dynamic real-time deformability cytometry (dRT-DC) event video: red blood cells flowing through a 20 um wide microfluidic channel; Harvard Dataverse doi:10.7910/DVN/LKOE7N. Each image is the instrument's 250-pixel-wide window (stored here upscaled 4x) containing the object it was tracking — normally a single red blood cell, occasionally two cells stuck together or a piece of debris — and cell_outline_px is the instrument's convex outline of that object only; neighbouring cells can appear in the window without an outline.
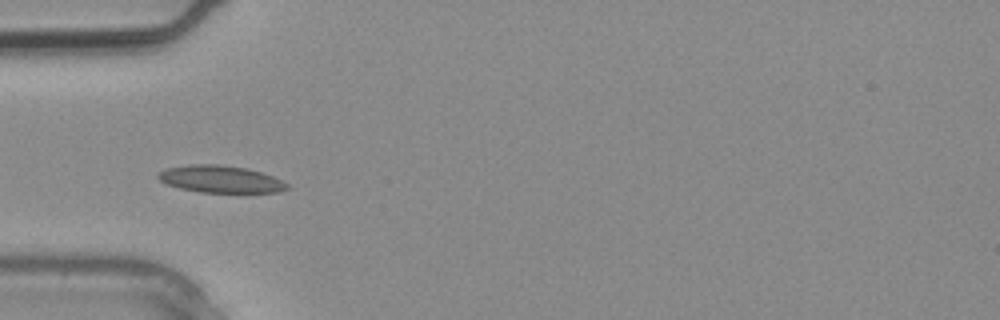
{"species": "common noctule bat (a hibernating species)", "species_latin": "Nyctalus noctula", "temperature_condition": "warm", "stored_images_in_passage": 3, "camera_frame_rate_fps": 3000, "um_per_image_px": 0.085, "animal": {"sex": "male", "body_mass_g": 20.4}, "frame": {"image": 1, "passage_image": 3, "time_ms": 0.667, "image_size_px": [1000, 320], "cell_outline_px": [[288, 188], [280, 192], [200, 192], [180, 188], [164, 184], [156, 176], [164, 168], [188, 164], [220, 164], [248, 168], [272, 176], [288, 184]], "centroid_in_image_um": [18.69, 15.21], "position_along_channel_um": 66.3, "area_um2": 20.46}}